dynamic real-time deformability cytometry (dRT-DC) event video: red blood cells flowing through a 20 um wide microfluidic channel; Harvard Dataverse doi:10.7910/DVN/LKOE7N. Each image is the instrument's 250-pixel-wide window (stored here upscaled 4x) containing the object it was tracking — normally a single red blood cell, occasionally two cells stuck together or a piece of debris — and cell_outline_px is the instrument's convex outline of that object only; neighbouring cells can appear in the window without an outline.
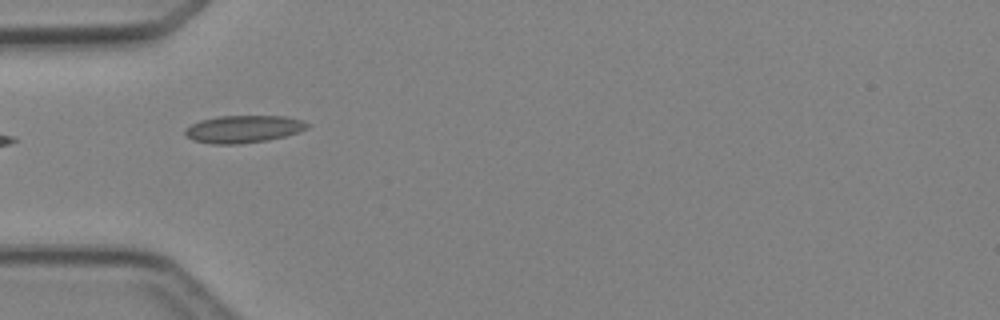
{"species": "Egyptian fruit bat (a non-hibernating species)", "species_latin": "Rousettus aegyptiacus", "temperature_condition": "cold", "stored_images_in_passage": 5, "camera_frame_rate_fps": 3000, "um_per_image_px": 0.085, "animal": {"sex": "female"}, "frame": {"image": 1, "passage_image": 5, "time_ms": 4.667, "image_size_px": [1000, 320], "cell_outline_px": [[312, 124], [308, 128], [284, 136], [268, 140], [240, 144], [212, 144], [192, 140], [184, 132], [184, 128], [200, 120], [220, 116], [284, 116], [300, 120]], "centroid_in_image_um": [20.67, 10.97], "position_along_channel_um": 64.3, "area_um2": 19.48}}